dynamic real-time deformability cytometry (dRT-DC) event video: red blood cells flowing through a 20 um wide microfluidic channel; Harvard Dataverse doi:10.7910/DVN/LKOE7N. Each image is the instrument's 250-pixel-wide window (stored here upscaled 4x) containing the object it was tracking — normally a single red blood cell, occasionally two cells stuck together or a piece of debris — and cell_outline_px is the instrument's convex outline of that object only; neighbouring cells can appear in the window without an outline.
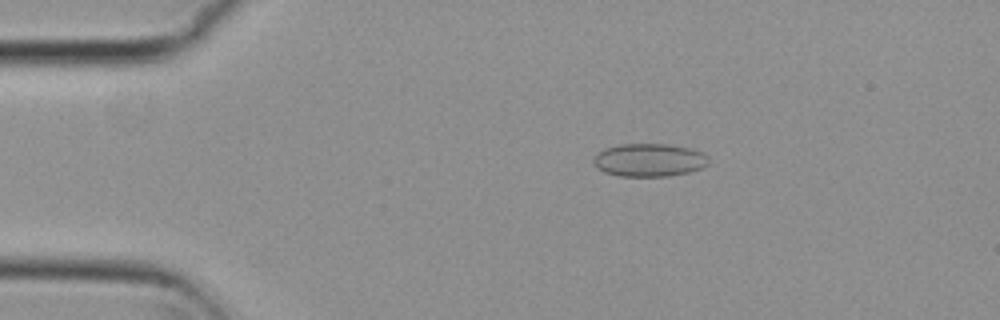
{"species": "common noctule bat (a hibernating species)", "species_latin": "Nyctalus noctula", "temperature_condition": "cold", "stored_images_in_passage": 54, "camera_frame_rate_fps": 3000, "um_per_image_px": 0.085, "animal": {"sex": "female", "body_mass_g": 29.2, "forearm_length_mm": 56.3}, "frame": {"image": 1, "passage_image": 10, "time_ms": 3.0, "image_size_px": [1000, 320], "cell_outline_px": [[708, 164], [700, 168], [688, 172], [668, 176], [620, 176], [604, 172], [596, 168], [592, 160], [604, 148], [620, 144], [668, 144], [692, 148], [704, 152], [708, 156]], "centroid_in_image_um": [55.19, 13.6], "position_along_channel_um": 29.8, "area_um2": 22.25}}
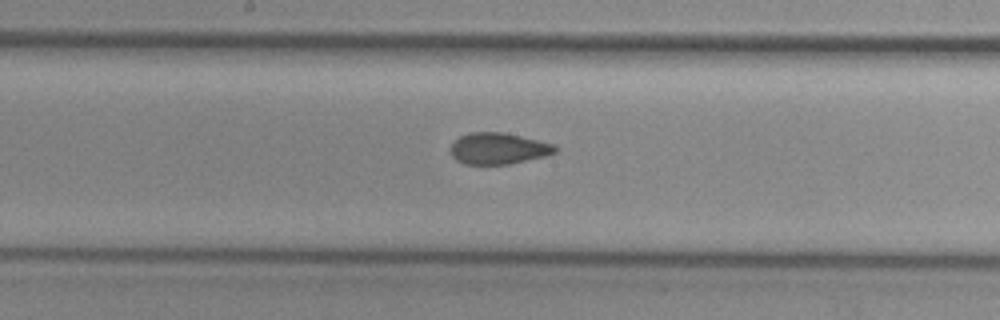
{"frame": {"image": 2, "passage_image": 28, "time_ms": 9.0, "image_size_px": [1000, 320], "cell_outline_px": [[556, 152], [544, 156], [508, 164], [464, 164], [456, 160], [452, 156], [448, 148], [460, 136], [468, 132], [504, 132], [556, 144]], "centroid_in_image_um": [42.33, 12.61], "position_along_channel_um": 205.9, "area_um2": 19.19}}
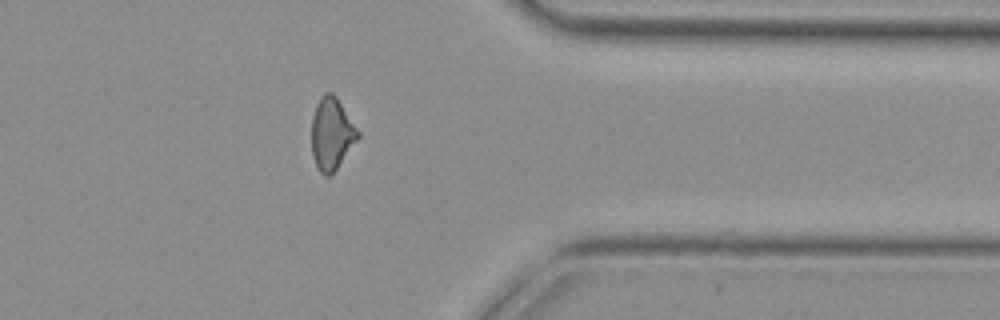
{"frame": {"image": 3, "passage_image": 43, "time_ms": 14.0, "image_size_px": [1000, 320], "cell_outline_px": [[360, 136], [336, 168], [328, 176], [324, 176], [320, 172], [312, 156], [312, 116], [316, 104], [320, 96], [324, 92], [332, 92], [336, 96], [360, 132]], "centroid_in_image_um": [28.18, 11.33], "position_along_channel_um": 383.2, "area_um2": 19.31}, "authors_computed_cell_mechanics": {"area_um2": 19.8832, "velocity_mm_per_s": 3.8103, "shape_relaxation_time_tau1_ms": null, "shape_relaxation_time_tau2_ms": 2.5403, "deformation_change_tau1": null, "deformation_change_tau2": 0.0795}}